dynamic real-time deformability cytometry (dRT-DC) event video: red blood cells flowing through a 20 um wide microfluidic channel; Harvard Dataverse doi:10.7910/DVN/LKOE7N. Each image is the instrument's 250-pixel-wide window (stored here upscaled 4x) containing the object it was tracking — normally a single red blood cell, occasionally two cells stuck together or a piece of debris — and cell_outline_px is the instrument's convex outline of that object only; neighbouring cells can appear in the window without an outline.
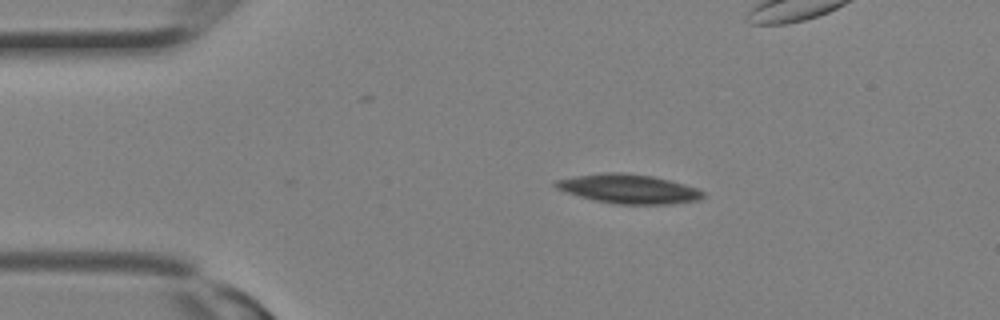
{"species": "Egyptian fruit bat (a non-hibernating species)", "species_latin": "Rousettus aegyptiacus", "temperature_condition": "room temperature", "stored_images_in_passage": 13, "camera_frame_rate_fps": 3000, "um_per_image_px": 0.085, "animal": {"sex": "female"}, "frame": {"image": 1, "passage_image": 1, "time_ms": 0.0, "image_size_px": [1000, 320], "cell_outline_px": [[704, 196], [700, 200], [672, 204], [616, 204], [596, 200], [564, 192], [556, 188], [552, 184], [556, 180], [576, 176], [604, 172], [624, 172], [652, 176], [684, 184], [696, 188], [704, 192]], "centroid_in_image_um": [53.43, 16.05], "position_along_channel_um": 31.6, "area_um2": 25.03}}
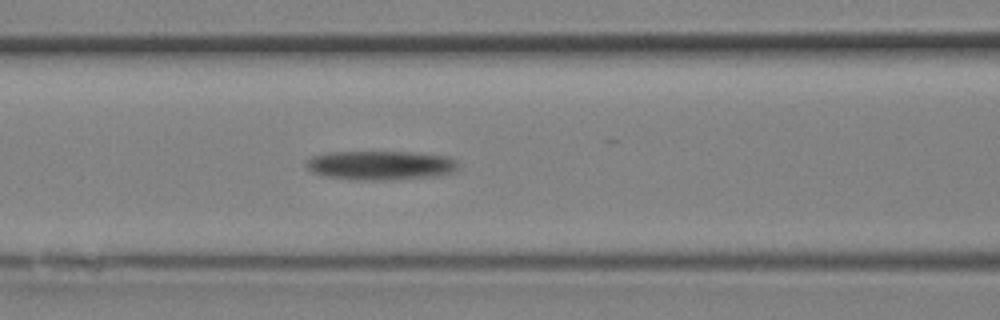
{"frame": {"image": 2, "passage_image": 8, "time_ms": 2.333, "image_size_px": [1000, 320], "cell_outline_px": [[460, 168], [456, 172], [440, 176], [384, 180], [348, 180], [320, 176], [312, 172], [304, 164], [312, 156], [332, 152], [412, 152], [448, 156], [456, 160]], "centroid_in_image_um": [32.37, 14.07], "position_along_channel_um": 134.2, "area_um2": 26.36}}
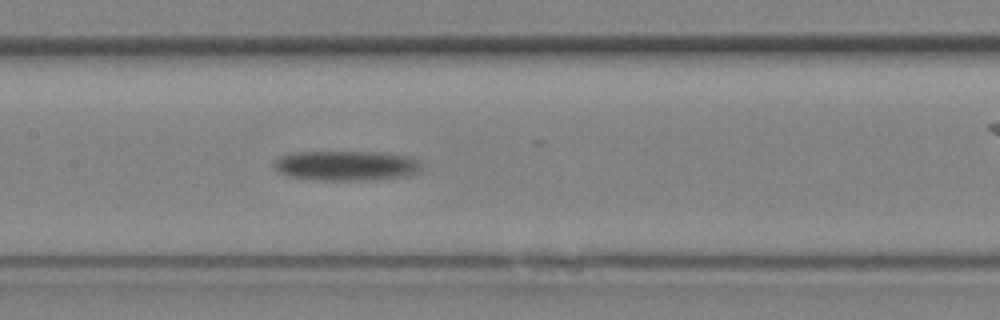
{"frame": {"image": 3, "passage_image": 10, "time_ms": 3.0, "image_size_px": [1000, 320], "cell_outline_px": [[424, 168], [420, 172], [408, 176], [380, 180], [312, 180], [288, 176], [280, 172], [276, 168], [276, 160], [280, 156], [296, 152], [380, 152], [412, 156], [420, 160], [424, 164]], "centroid_in_image_um": [29.58, 14.09], "position_along_channel_um": 177.8, "area_um2": 26.24}}